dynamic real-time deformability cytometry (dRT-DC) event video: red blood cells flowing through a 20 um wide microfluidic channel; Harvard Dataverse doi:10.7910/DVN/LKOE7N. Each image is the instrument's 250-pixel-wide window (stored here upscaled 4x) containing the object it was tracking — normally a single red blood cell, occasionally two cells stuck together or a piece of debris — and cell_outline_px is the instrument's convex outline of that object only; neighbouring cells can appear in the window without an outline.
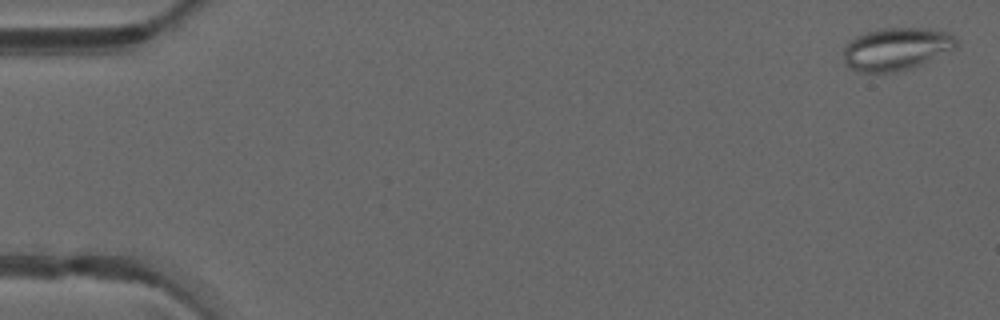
{"species": "common noctule bat (a hibernating species)", "species_latin": "Nyctalus noctula", "temperature_condition": "warm", "stored_images_in_passage": 48, "camera_frame_rate_fps": 3000, "um_per_image_px": 0.085, "animal": {"sex": "male", "forearm_length_mm": 52.5}, "frame": {"image": 1, "passage_image": 2, "time_ms": 0.333, "image_size_px": [1000, 320], "cell_outline_px": [[956, 48], [920, 64], [896, 72], [860, 72], [848, 68], [844, 64], [844, 44], [848, 40], [856, 36], [880, 28], [928, 28], [948, 32], [956, 36]], "centroid_in_image_um": [76.15, 4.15], "position_along_channel_um": 8.9, "area_um2": 28.09}}
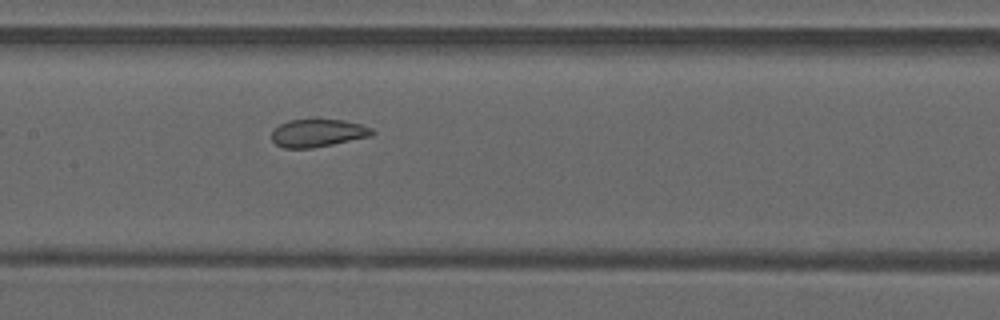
{"frame": {"image": 2, "passage_image": 25, "time_ms": 8.0, "image_size_px": [1000, 320], "cell_outline_px": [[376, 132], [372, 136], [312, 148], [284, 148], [276, 144], [272, 140], [272, 132], [280, 124], [292, 120], [344, 120], [360, 124], [372, 128]], "centroid_in_image_um": [27.05, 11.31], "position_along_channel_um": 180.4, "area_um2": 16.07}}
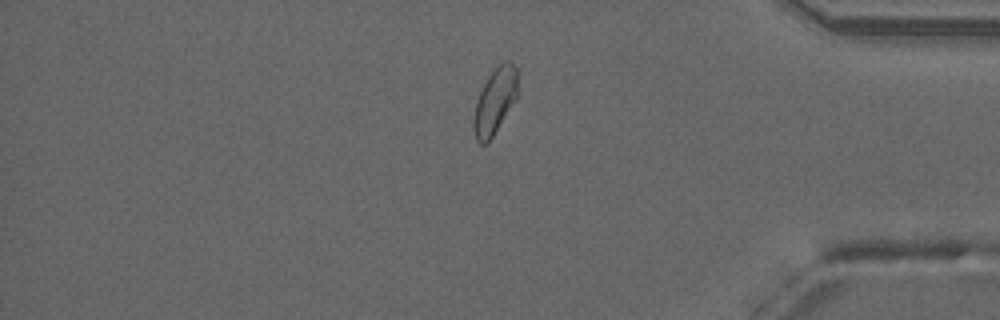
{"frame": {"image": 3, "passage_image": 42, "time_ms": 13.667, "image_size_px": [1000, 320], "cell_outline_px": [[520, 92], [516, 100], [492, 136], [484, 144], [480, 144], [476, 140], [472, 128], [472, 120], [476, 100], [488, 76], [496, 64], [504, 60], [508, 60], [516, 68]], "centroid_in_image_um": [42.08, 8.54], "position_along_channel_um": 393.1, "area_um2": 17.28}}